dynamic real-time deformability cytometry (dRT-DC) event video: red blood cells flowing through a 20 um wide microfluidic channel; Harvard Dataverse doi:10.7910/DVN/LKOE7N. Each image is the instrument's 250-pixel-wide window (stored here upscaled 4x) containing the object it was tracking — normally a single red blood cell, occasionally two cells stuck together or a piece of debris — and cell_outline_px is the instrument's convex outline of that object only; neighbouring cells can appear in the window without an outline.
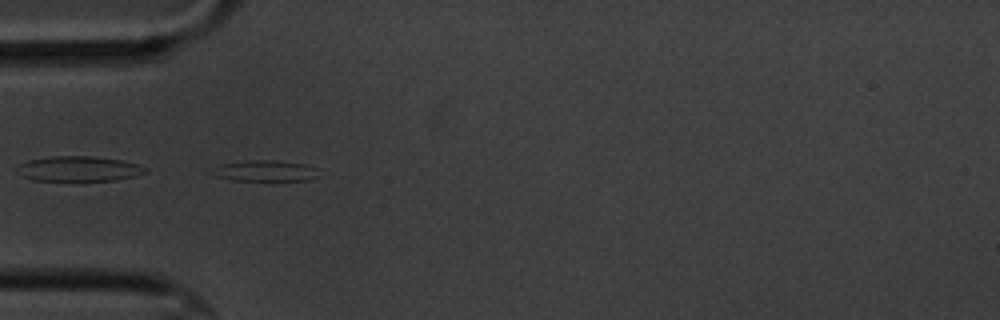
{"species": "common noctule bat (a hibernating species)", "species_latin": "Nyctalus noctula", "temperature_condition": "cold", "stored_images_in_passage": 6, "camera_frame_rate_fps": 3000, "um_per_image_px": 0.085, "animal": {"sex": "male", "body_mass_g": 20.1, "forearm_length_mm": 53.5}, "frame": {"image": 1, "passage_image": 4, "time_ms": 3.333, "image_size_px": [1000, 320], "cell_outline_px": [[320, 176], [308, 180], [232, 180], [216, 176], [220, 164], [248, 160], [276, 160], [304, 164], [316, 168]], "centroid_in_image_um": [22.66, 14.51], "position_along_channel_um": 62.3, "area_um2": 12.66}}
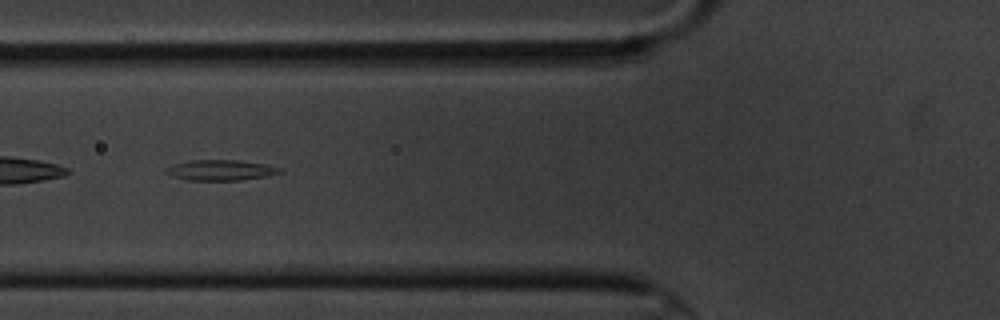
{"frame": {"image": 2, "passage_image": 5, "time_ms": 4.667, "image_size_px": [1000, 320], "cell_outline_px": [[284, 172], [268, 176], [240, 180], [188, 180], [172, 176], [168, 172], [168, 168], [176, 164], [192, 160], [240, 160], [268, 164], [280, 168]], "centroid_in_image_um": [18.88, 14.46], "position_along_channel_um": 106.9, "area_um2": 13.47}}